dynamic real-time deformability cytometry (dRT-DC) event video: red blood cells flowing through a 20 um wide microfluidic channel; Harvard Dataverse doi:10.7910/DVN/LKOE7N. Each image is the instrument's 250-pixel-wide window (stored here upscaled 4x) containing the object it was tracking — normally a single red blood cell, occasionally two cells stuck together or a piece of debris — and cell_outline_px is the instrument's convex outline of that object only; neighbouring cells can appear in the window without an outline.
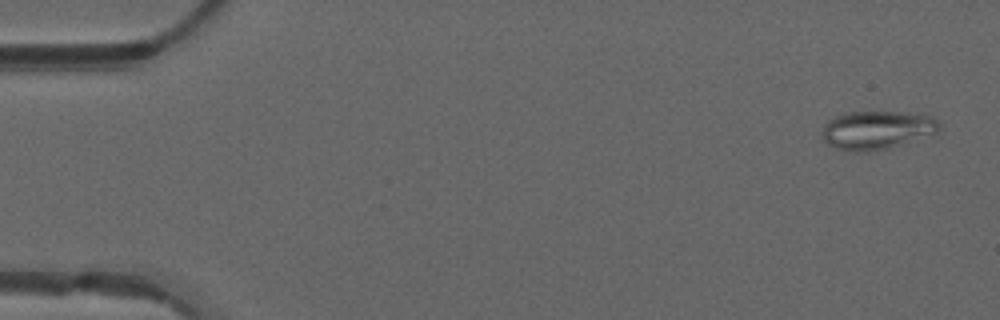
{"species": "common noctule bat (a hibernating species)", "species_latin": "Nyctalus noctula", "temperature_condition": "warm", "stored_images_in_passage": 49, "camera_frame_rate_fps": 3000, "um_per_image_px": 0.085, "animal": {"sex": "male", "forearm_length_mm": 52.5}, "frame": {"image": 1, "passage_image": 2, "time_ms": 0.333, "image_size_px": [1000, 320], "cell_outline_px": [[940, 128], [936, 132], [888, 148], [868, 152], [856, 152], [836, 148], [828, 144], [824, 140], [824, 124], [828, 120], [836, 116], [848, 112], [900, 112], [928, 116], [936, 120], [940, 124]], "centroid_in_image_um": [74.49, 11.05], "position_along_channel_um": 10.5, "area_um2": 25.66}}
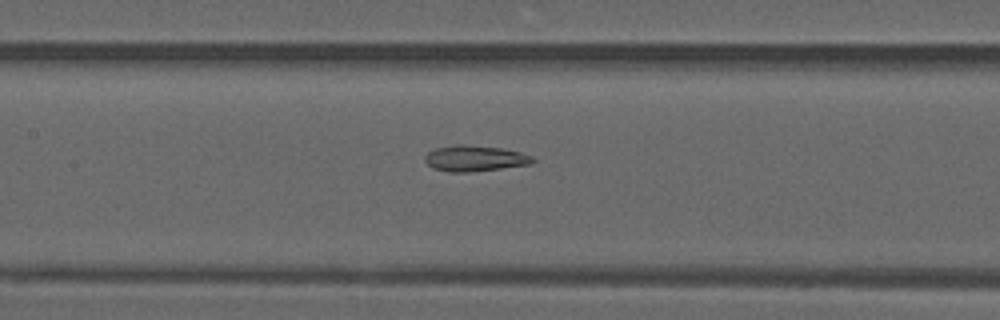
{"frame": {"image": 2, "passage_image": 23, "time_ms": 7.333, "image_size_px": [1000, 320], "cell_outline_px": [[536, 160], [532, 164], [468, 172], [448, 172], [432, 168], [424, 160], [424, 156], [428, 152], [436, 148], [456, 144], [464, 144], [500, 148], [520, 152], [532, 156]], "centroid_in_image_um": [40.34, 13.46], "position_along_channel_um": 167.1, "area_um2": 16.24}}
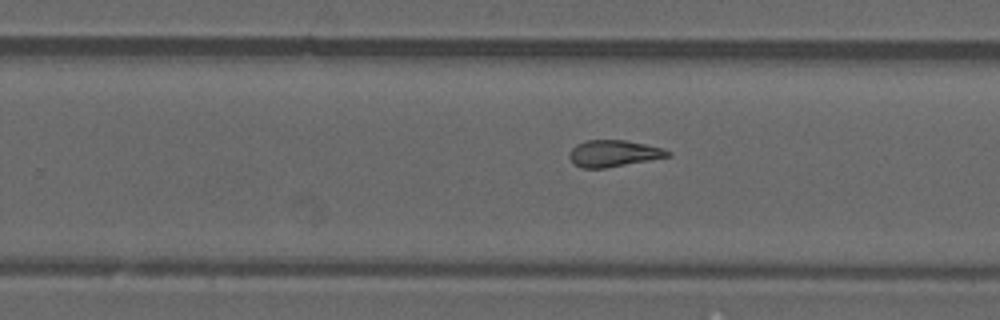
{"frame": {"image": 3, "passage_image": 31, "time_ms": 10.0, "image_size_px": [1000, 320], "cell_outline_px": [[672, 156], [604, 168], [580, 168], [572, 164], [568, 156], [568, 152], [576, 144], [584, 140], [624, 140], [664, 148], [672, 152]], "centroid_in_image_um": [52.12, 13.04], "position_along_channel_um": 277.7, "area_um2": 15.43}, "authors_computed_cell_mechanics": {"area_um2": 16.5886, "velocity_mm_per_s": 4.1714, "shape_relaxation_time_tau1_ms": null, "shape_relaxation_time_tau2_ms": 3.2856, "deformation_change_tau1": null, "deformation_change_tau2": 0.114}}